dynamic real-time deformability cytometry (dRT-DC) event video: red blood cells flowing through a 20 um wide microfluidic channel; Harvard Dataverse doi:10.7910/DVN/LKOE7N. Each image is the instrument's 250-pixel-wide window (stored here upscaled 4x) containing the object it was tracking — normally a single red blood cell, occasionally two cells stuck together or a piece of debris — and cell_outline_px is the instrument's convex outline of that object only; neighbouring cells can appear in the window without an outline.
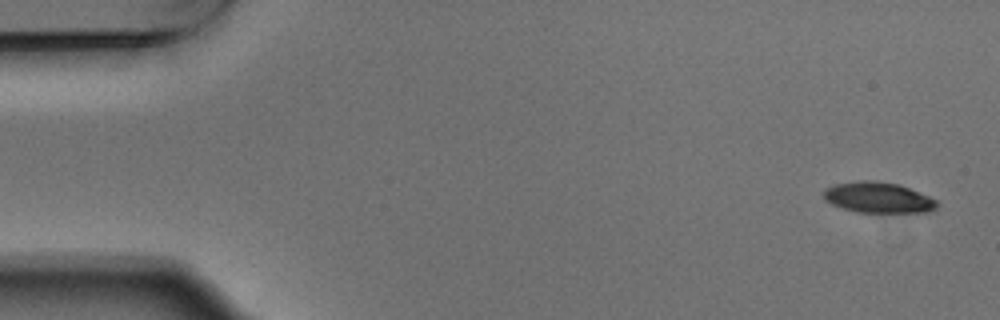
{"species": "Egyptian fruit bat (a non-hibernating species)", "species_latin": "Rousettus aegyptiacus", "temperature_condition": "warm", "stored_images_in_passage": 5, "camera_frame_rate_fps": 3000, "um_per_image_px": 0.085, "animal": {"sex": "male"}, "frame": {"image": 1, "passage_image": 1, "time_ms": 0.0, "image_size_px": [1000, 320], "cell_outline_px": [[936, 208], [928, 212], [856, 212], [832, 204], [824, 200], [824, 188], [836, 184], [860, 180], [876, 180], [900, 184], [928, 196], [936, 200]], "centroid_in_image_um": [74.62, 16.78], "position_along_channel_um": 10.4, "area_um2": 20.23}}
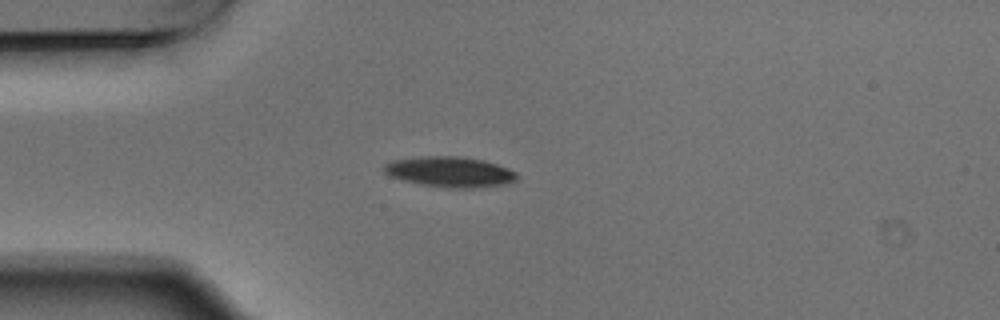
{"frame": {"image": 2, "passage_image": 4, "time_ms": 1.0, "image_size_px": [1000, 320], "cell_outline_px": [[516, 180], [508, 184], [476, 188], [448, 188], [420, 184], [388, 176], [380, 168], [384, 164], [392, 160], [420, 156], [460, 156], [484, 160], [508, 168], [516, 172]], "centroid_in_image_um": [38.21, 14.61], "position_along_channel_um": 46.8, "area_um2": 23.87}}